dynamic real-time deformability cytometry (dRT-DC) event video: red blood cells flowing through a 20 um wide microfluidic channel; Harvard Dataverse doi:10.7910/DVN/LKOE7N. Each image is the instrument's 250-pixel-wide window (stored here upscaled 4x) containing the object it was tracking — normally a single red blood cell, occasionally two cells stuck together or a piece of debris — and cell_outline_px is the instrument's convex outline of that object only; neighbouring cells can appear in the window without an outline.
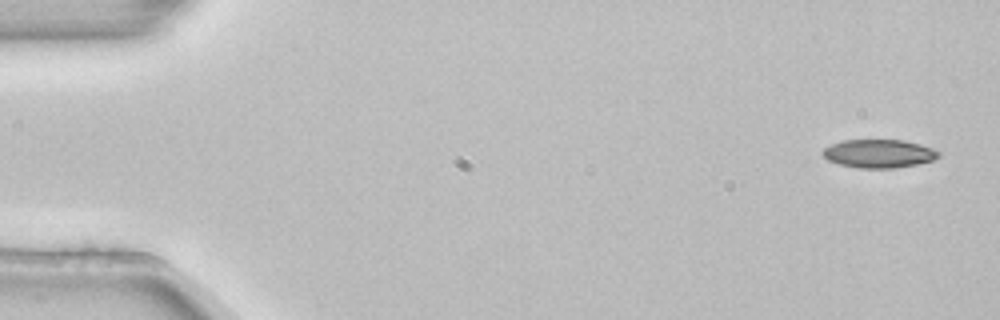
{"species": "common noctule bat (a hibernating species)", "species_latin": "Nyctalus noctula", "temperature_condition": "room temperature", "stored_images_in_passage": 5, "camera_frame_rate_fps": 3000, "um_per_image_px": 0.085, "animal": {"sex": "female", "body_mass_g": 22.7, "forearm_length_mm": 54.2}, "frame": {"image": 1, "passage_image": 1, "time_ms": 0.0, "image_size_px": [1000, 320], "cell_outline_px": [[940, 156], [936, 160], [896, 168], [860, 168], [840, 164], [828, 160], [820, 152], [824, 148], [832, 144], [844, 140], [904, 140], [920, 144], [932, 148], [940, 152]], "centroid_in_image_um": [74.73, 13.05], "position_along_channel_um": 10.3, "area_um2": 19.19}}
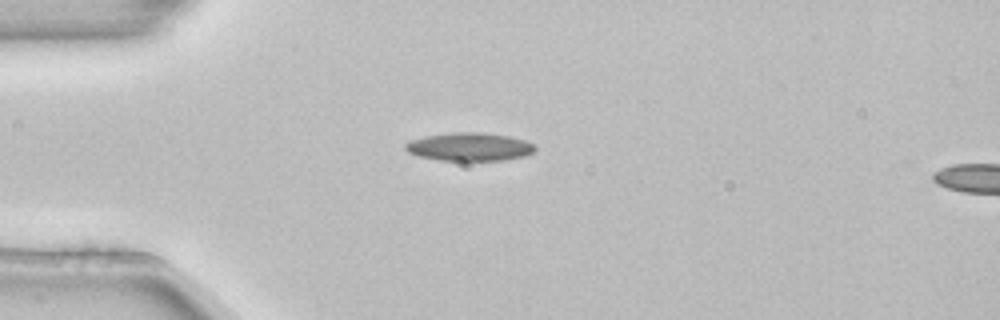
{"frame": {"image": 2, "passage_image": 4, "time_ms": 1.0, "image_size_px": [1000, 320], "cell_outline_px": [[536, 148], [528, 156], [504, 160], [440, 160], [420, 156], [408, 152], [404, 148], [404, 144], [412, 140], [424, 136], [452, 132], [484, 132], [508, 136], [524, 140], [532, 144]], "centroid_in_image_um": [39.91, 12.47], "position_along_channel_um": 45.1, "area_um2": 21.27}}